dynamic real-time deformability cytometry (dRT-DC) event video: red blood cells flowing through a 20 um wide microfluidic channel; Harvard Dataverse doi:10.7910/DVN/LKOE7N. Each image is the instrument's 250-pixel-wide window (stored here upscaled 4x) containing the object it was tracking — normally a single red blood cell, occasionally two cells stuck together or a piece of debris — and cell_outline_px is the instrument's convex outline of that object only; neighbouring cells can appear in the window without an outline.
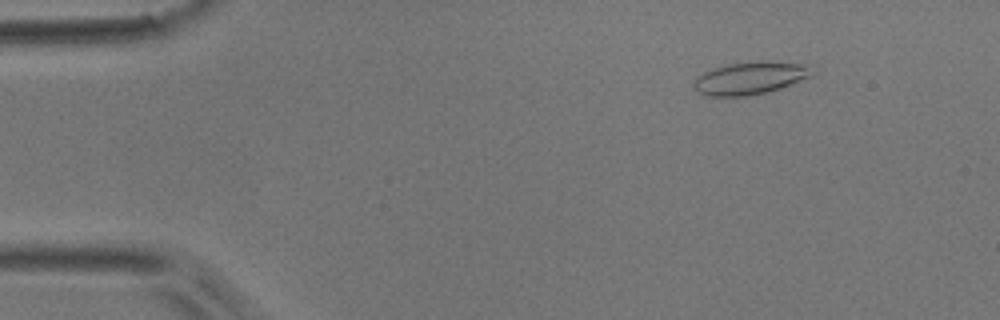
{"species": "common noctule bat (a hibernating species)", "species_latin": "Nyctalus noctula", "temperature_condition": "room temperature", "stored_images_in_passage": 46, "camera_frame_rate_fps": 3000, "um_per_image_px": 0.085, "animal": {"sex": "male", "body_mass_g": 17.9}, "frame": {"image": 1, "passage_image": 1, "time_ms": 0.0, "image_size_px": [1000, 320], "cell_outline_px": [[816, 72], [812, 76], [780, 88], [768, 92], [744, 96], [708, 96], [696, 92], [696, 76], [712, 68], [728, 64], [760, 60], [768, 60], [812, 64]], "centroid_in_image_um": [63.86, 6.6], "position_along_channel_um": 21.1, "area_um2": 22.89}}
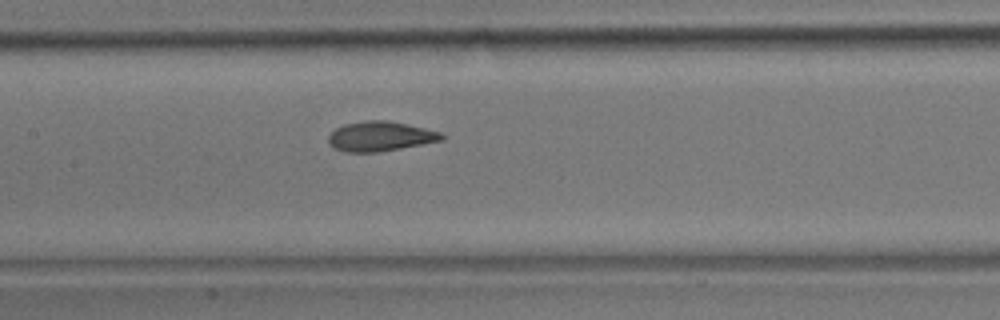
{"frame": {"image": 2, "passage_image": 19, "time_ms": 6.0, "image_size_px": [1000, 320], "cell_outline_px": [[444, 140], [400, 148], [376, 152], [344, 152], [332, 148], [328, 144], [328, 136], [336, 128], [344, 124], [364, 120], [388, 120], [408, 124], [440, 132], [444, 136]], "centroid_in_image_um": [32.28, 11.58], "position_along_channel_um": 175.1, "area_um2": 19.71}}
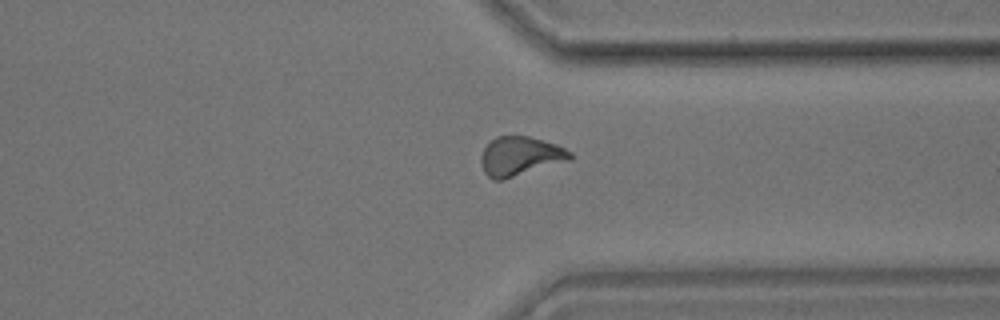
{"frame": {"image": 3, "passage_image": 34, "time_ms": 11.0, "image_size_px": [1000, 320], "cell_outline_px": [[572, 160], [504, 180], [492, 180], [484, 172], [480, 164], [480, 156], [484, 148], [496, 136], [528, 136], [544, 140], [556, 144], [572, 152]], "centroid_in_image_um": [44.22, 13.29], "position_along_channel_um": 367.2, "area_um2": 20.63}, "authors_computed_cell_mechanics": {"area_um2": 19.6809, "velocity_mm_per_s": 3.879, "shape_relaxation_time_tau1_ms": 2.8372, "shape_relaxation_time_tau2_ms": 0.6997, "deformation_change_tau1": 0.1309, "deformation_change_tau2": 0.0671}}